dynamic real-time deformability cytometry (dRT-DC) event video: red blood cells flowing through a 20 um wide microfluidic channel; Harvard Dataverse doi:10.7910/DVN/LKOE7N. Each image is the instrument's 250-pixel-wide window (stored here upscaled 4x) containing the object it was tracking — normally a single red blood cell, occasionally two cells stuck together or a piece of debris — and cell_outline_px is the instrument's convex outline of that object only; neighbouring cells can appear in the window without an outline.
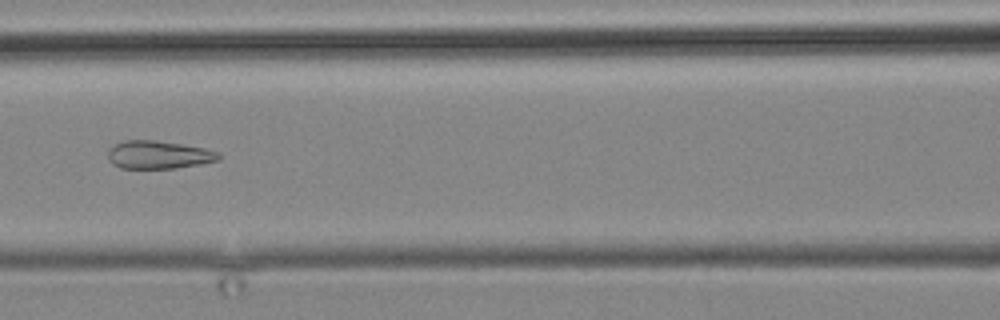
{"species": "common noctule bat (a hibernating species)", "species_latin": "Nyctalus noctula", "temperature_condition": "cold", "stored_images_in_passage": 11, "camera_frame_rate_fps": 3000, "um_per_image_px": 0.085, "animal": {"sex": "male", "body_mass_g": 19.2, "forearm_length_mm": 51.8}, "frame": {"image": 1, "passage_image": 3, "time_ms": 2.333, "image_size_px": [1000, 320], "cell_outline_px": [[220, 160], [200, 164], [176, 168], [120, 168], [112, 164], [108, 160], [108, 148], [124, 140], [156, 140], [204, 148], [220, 152]], "centroid_in_image_um": [13.47, 13.16], "position_along_channel_um": 153.1, "area_um2": 18.15}}
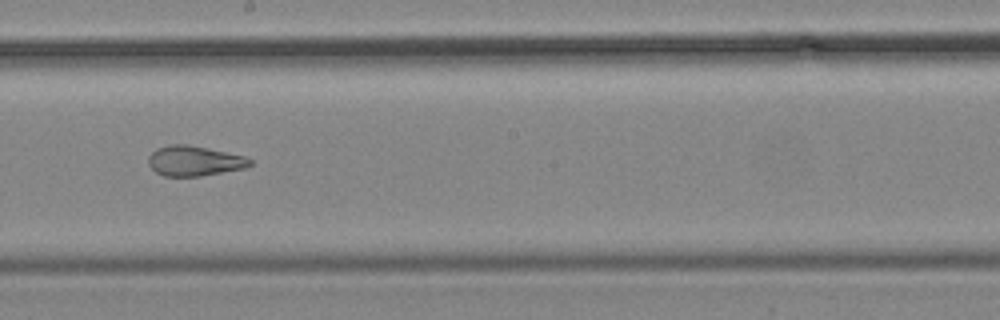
{"frame": {"image": 2, "passage_image": 5, "time_ms": 4.667, "image_size_px": [1000, 320], "cell_outline_px": [[252, 164], [244, 168], [200, 176], [164, 176], [156, 172], [148, 164], [148, 156], [156, 148], [168, 144], [188, 144], [208, 148], [244, 156], [252, 160]], "centroid_in_image_um": [16.48, 13.66], "position_along_channel_um": 231.7, "area_um2": 17.8}}
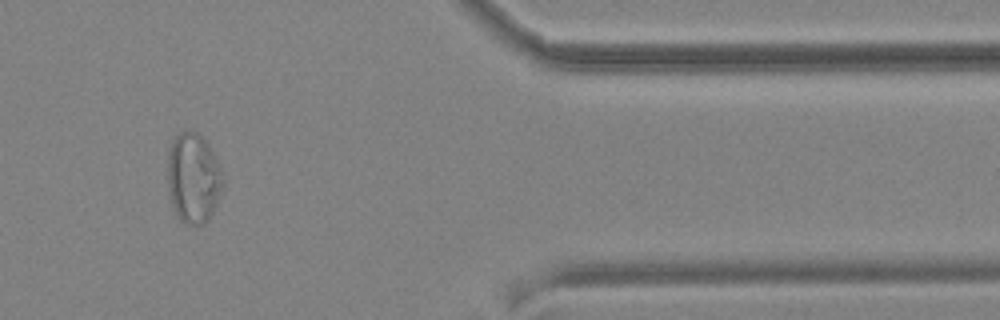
{"frame": {"image": 3, "passage_image": 9, "time_ms": 10.333, "image_size_px": [1000, 320], "cell_outline_px": [[224, 184], [212, 212], [204, 224], [188, 224], [180, 220], [176, 216], [172, 204], [168, 188], [168, 148], [172, 140], [180, 132], [188, 128], [192, 128], [212, 148], [224, 172]], "centroid_in_image_um": [16.44, 15.08], "position_along_channel_um": 395.0, "area_um2": 29.48}}